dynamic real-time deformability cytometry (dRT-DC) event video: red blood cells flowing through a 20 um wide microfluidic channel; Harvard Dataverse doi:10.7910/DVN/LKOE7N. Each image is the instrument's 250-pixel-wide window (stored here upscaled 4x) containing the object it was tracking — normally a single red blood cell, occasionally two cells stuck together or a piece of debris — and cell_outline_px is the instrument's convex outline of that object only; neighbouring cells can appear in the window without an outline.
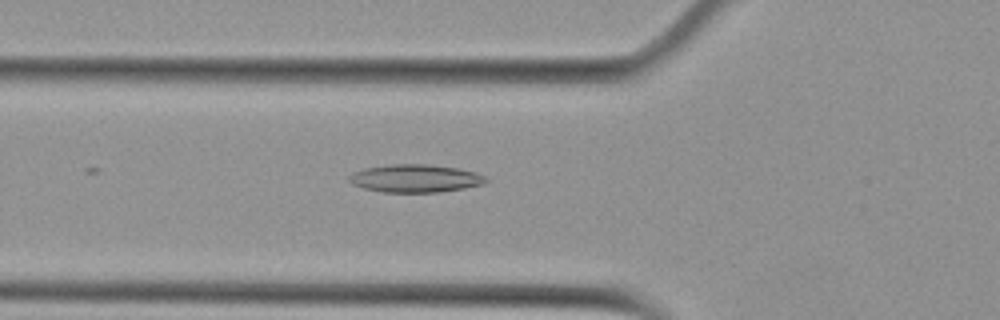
{"species": "Egyptian fruit bat (a non-hibernating species)", "species_latin": "Rousettus aegyptiacus", "temperature_condition": "cold", "stored_images_in_passage": 27, "camera_frame_rate_fps": 3000, "um_per_image_px": 0.085, "animal": {"sex": "female"}, "frame": {"image": 1, "passage_image": 15, "time_ms": 4.667, "image_size_px": [1000, 320], "cell_outline_px": [[488, 180], [484, 184], [464, 188], [440, 192], [384, 192], [364, 188], [352, 184], [348, 180], [348, 176], [352, 172], [364, 168], [388, 164], [428, 164], [456, 168], [476, 172], [484, 176]], "centroid_in_image_um": [35.27, 15.16], "position_along_channel_um": 90.5, "area_um2": 22.31}}